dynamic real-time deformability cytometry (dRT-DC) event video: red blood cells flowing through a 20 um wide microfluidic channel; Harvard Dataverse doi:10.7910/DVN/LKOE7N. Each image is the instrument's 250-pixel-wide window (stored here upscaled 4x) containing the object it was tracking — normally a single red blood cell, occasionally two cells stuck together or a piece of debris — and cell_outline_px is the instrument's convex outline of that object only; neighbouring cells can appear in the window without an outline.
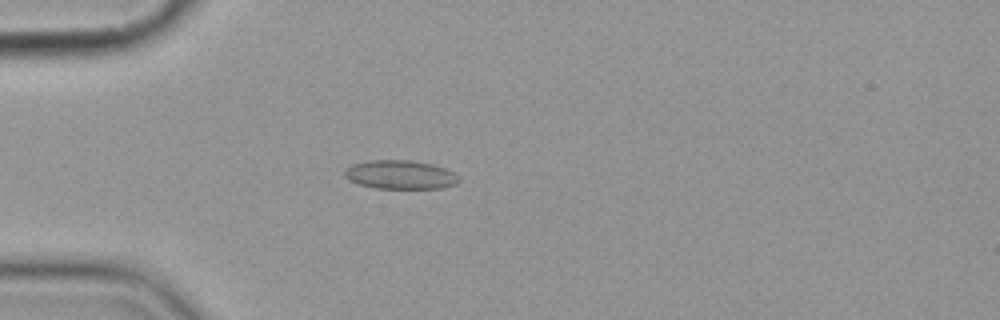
{"species": "common noctule bat (a hibernating species)", "species_latin": "Nyctalus noctula", "temperature_condition": "cold", "stored_images_in_passage": 4, "camera_frame_rate_fps": 3000, "um_per_image_px": 0.085, "animal": {"sex": "female", "body_mass_g": 19.9}, "frame": {"image": 1, "passage_image": 4, "time_ms": 3.333, "image_size_px": [1000, 320], "cell_outline_px": [[460, 180], [456, 184], [444, 188], [376, 188], [360, 184], [348, 180], [344, 176], [344, 172], [352, 164], [368, 160], [412, 160], [432, 164], [444, 168], [460, 176]], "centroid_in_image_um": [34.04, 14.84], "position_along_channel_um": 51.0, "area_um2": 19.19}}